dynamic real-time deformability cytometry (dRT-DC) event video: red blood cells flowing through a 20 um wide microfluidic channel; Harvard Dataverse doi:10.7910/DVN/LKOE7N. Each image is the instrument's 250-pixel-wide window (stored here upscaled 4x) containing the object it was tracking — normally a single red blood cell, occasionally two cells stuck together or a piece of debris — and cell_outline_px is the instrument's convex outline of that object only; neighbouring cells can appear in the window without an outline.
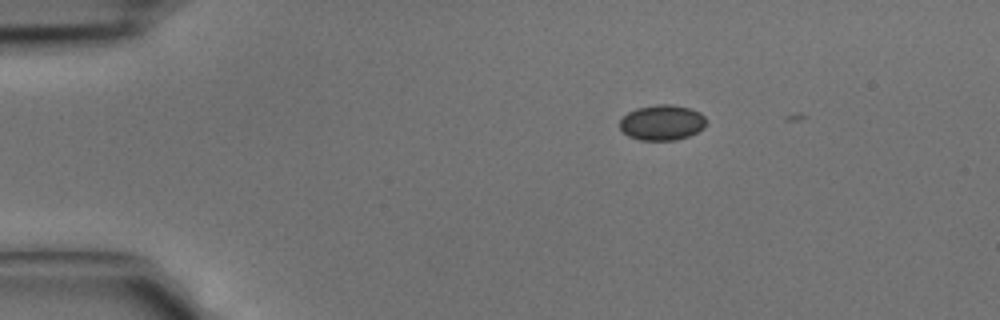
{"species": "common noctule bat (a hibernating species)", "species_latin": "Nyctalus noctula", "temperature_condition": "cold", "stored_images_in_passage": 3, "camera_frame_rate_fps": 3000, "um_per_image_px": 0.085, "animal": {"sex": "male", "body_mass_g": 15.6}, "frame": {"image": 1, "passage_image": 1, "time_ms": 0.0, "image_size_px": [1000, 320], "cell_outline_px": [[708, 120], [704, 128], [688, 136], [676, 140], [640, 140], [628, 136], [620, 128], [620, 120], [628, 112], [636, 108], [656, 104], [672, 104], [692, 108], [700, 112]], "centroid_in_image_um": [56.3, 10.4], "position_along_channel_um": 28.7, "area_um2": 18.03}}